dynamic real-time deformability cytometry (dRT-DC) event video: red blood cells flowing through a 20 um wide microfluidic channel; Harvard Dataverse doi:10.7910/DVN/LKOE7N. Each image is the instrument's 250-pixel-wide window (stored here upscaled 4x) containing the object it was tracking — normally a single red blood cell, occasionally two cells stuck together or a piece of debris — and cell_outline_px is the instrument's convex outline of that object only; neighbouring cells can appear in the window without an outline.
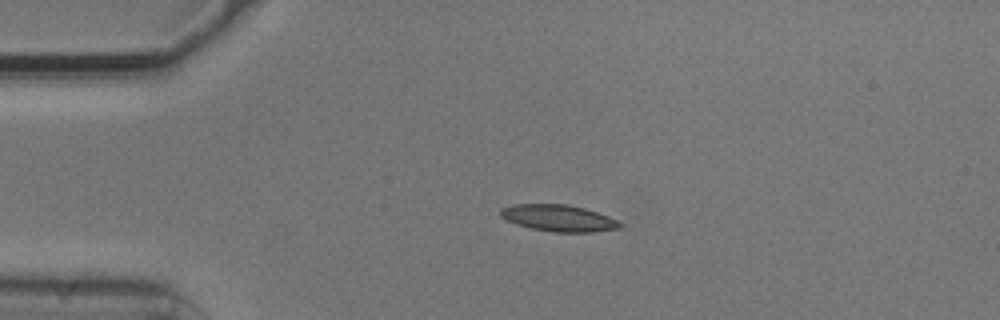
{"species": "common noctule bat (a hibernating species)", "species_latin": "Nyctalus noctula", "temperature_condition": "cold", "stored_images_in_passage": 2, "camera_frame_rate_fps": 3000, "um_per_image_px": 0.085, "animal": {"sex": "male", "body_mass_g": 20.5, "forearm_length_mm": 52.5}, "frame": {"image": 1, "passage_image": 1, "time_ms": 0.0, "image_size_px": [1000, 320], "cell_outline_px": [[624, 224], [620, 228], [592, 232], [552, 232], [532, 228], [516, 224], [500, 216], [500, 208], [512, 204], [568, 204], [584, 208], [608, 216]], "centroid_in_image_um": [47.47, 18.53], "position_along_channel_um": 37.5, "area_um2": 18.5}}